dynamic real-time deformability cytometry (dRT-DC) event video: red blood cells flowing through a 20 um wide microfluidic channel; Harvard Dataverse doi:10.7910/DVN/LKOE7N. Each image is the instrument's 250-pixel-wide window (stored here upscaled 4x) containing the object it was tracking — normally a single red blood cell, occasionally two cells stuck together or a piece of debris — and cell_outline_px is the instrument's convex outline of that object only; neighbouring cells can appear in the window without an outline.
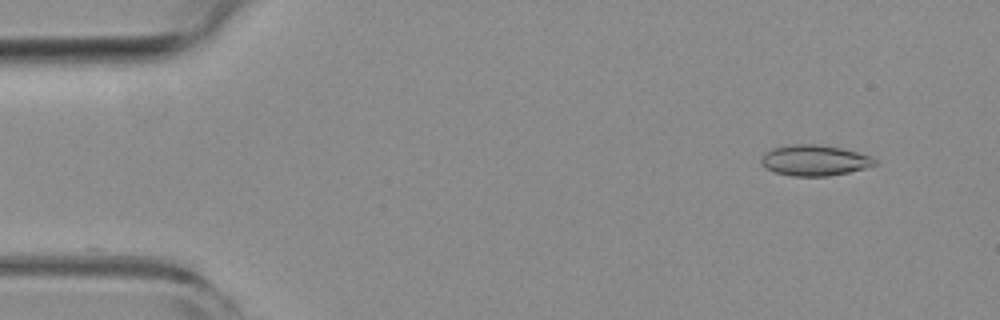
{"species": "common noctule bat (a hibernating species)", "species_latin": "Nyctalus noctula", "temperature_condition": "room temperature", "stored_images_in_passage": 51, "camera_frame_rate_fps": 3000, "um_per_image_px": 0.085, "animal": {"sex": "female", "body_mass_g": 19.3, "forearm_length_mm": 54.1}, "frame": {"image": 1, "passage_image": 5, "time_ms": 1.333, "image_size_px": [1000, 320], "cell_outline_px": [[876, 164], [868, 168], [828, 176], [792, 176], [776, 172], [764, 168], [760, 164], [760, 160], [764, 152], [772, 148], [792, 144], [816, 144], [840, 148], [872, 156], [876, 160]], "centroid_in_image_um": [69.21, 13.63], "position_along_channel_um": 15.8, "area_um2": 20.46}}
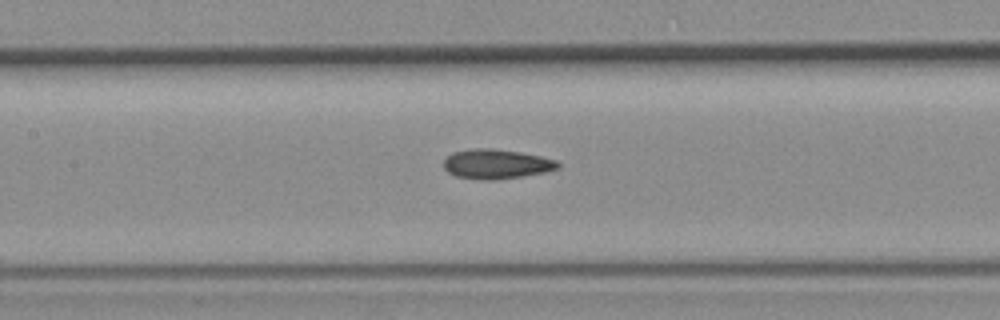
{"frame": {"image": 2, "passage_image": 25, "time_ms": 8.0, "image_size_px": [1000, 320], "cell_outline_px": [[560, 168], [544, 172], [524, 176], [496, 180], [480, 180], [456, 176], [448, 172], [444, 168], [444, 160], [452, 152], [472, 148], [492, 148], [520, 152], [540, 156], [556, 160], [560, 164]], "centroid_in_image_um": [42.19, 13.94], "position_along_channel_um": 165.2, "area_um2": 19.83}}
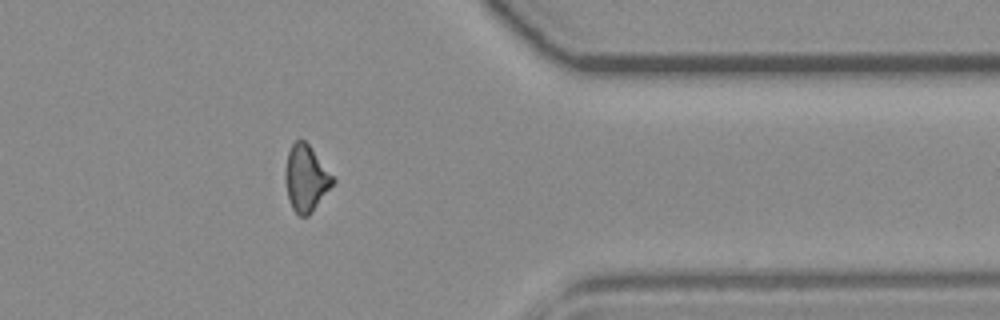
{"frame": {"image": 3, "passage_image": 44, "time_ms": 14.333, "image_size_px": [1000, 320], "cell_outline_px": [[336, 180], [312, 212], [308, 216], [300, 216], [292, 208], [288, 200], [284, 180], [284, 172], [288, 152], [292, 144], [296, 140], [304, 140], [308, 144]], "centroid_in_image_um": [25.98, 15.17], "position_along_channel_um": 385.4, "area_um2": 18.26}, "authors_computed_cell_mechanics": {"area_um2": 19.1318, "velocity_mm_per_s": 3.76, "shape_relaxation_time_tau1_ms": null, "shape_relaxation_time_tau2_ms": 6.2704, "deformation_change_tau1": null, "deformation_change_tau2": 0.1222}}